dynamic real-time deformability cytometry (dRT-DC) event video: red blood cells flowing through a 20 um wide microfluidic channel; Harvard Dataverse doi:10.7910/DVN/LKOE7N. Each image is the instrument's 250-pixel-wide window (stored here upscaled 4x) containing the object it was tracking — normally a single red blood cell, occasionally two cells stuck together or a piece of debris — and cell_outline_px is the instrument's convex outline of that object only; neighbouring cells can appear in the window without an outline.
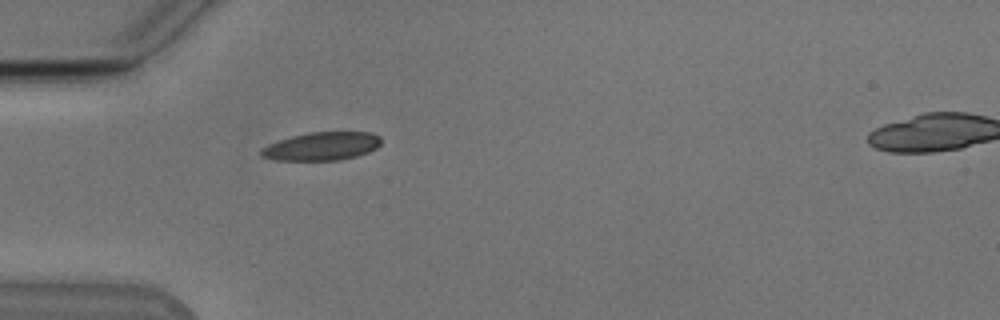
{"species": "Egyptian fruit bat (a non-hibernating species)", "species_latin": "Rousettus aegyptiacus", "temperature_condition": "cold", "stored_images_in_passage": 38, "camera_frame_rate_fps": 3000, "um_per_image_px": 0.085, "animal": {"sex": "male"}, "frame": {"image": 1, "passage_image": 1, "time_ms": 0.0, "image_size_px": [1000, 320], "cell_outline_px": [[380, 144], [376, 148], [368, 152], [356, 156], [336, 160], [276, 160], [260, 156], [260, 148], [268, 144], [292, 136], [308, 132], [372, 132], [380, 136]], "centroid_in_image_um": [27.33, 12.42], "position_along_channel_um": 57.7, "area_um2": 19.71}}
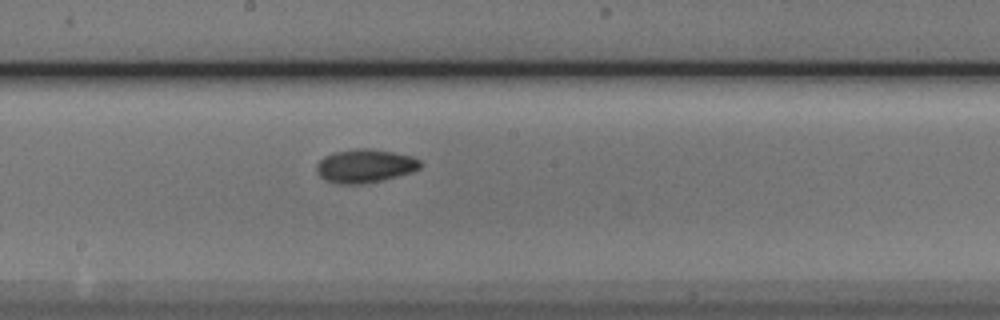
{"frame": {"image": 2, "passage_image": 14, "time_ms": 4.333, "image_size_px": [1000, 320], "cell_outline_px": [[424, 164], [420, 168], [412, 172], [380, 180], [360, 184], [340, 184], [324, 180], [316, 172], [316, 164], [324, 156], [332, 152], [356, 148], [372, 148], [412, 156], [420, 160]], "centroid_in_image_um": [31.01, 14.09], "position_along_channel_um": 217.2, "area_um2": 20.4}}
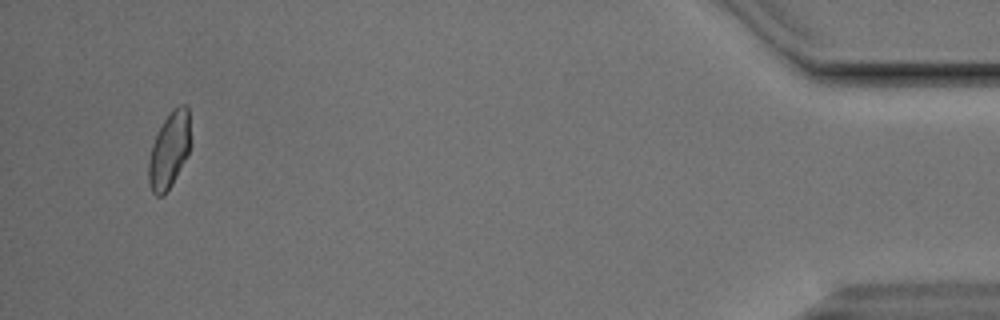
{"frame": {"image": 3, "passage_image": 36, "time_ms": 11.667, "image_size_px": [1000, 320], "cell_outline_px": [[192, 144], [172, 184], [164, 196], [156, 196], [152, 192], [148, 180], [148, 160], [152, 144], [164, 120], [172, 108], [180, 104], [184, 104], [188, 108]], "centroid_in_image_um": [14.4, 12.75], "position_along_channel_um": 420.8, "area_um2": 18.73}, "authors_computed_cell_mechanics": {"area_um2": 19.0162, "velocity_mm_per_s": 3.8199, "shape_relaxation_time_tau1_ms": 4.5537, "shape_relaxation_time_tau2_ms": 2.7584, "deformation_change_tau1": 0.1373, "deformation_change_tau2": 0.0451}}